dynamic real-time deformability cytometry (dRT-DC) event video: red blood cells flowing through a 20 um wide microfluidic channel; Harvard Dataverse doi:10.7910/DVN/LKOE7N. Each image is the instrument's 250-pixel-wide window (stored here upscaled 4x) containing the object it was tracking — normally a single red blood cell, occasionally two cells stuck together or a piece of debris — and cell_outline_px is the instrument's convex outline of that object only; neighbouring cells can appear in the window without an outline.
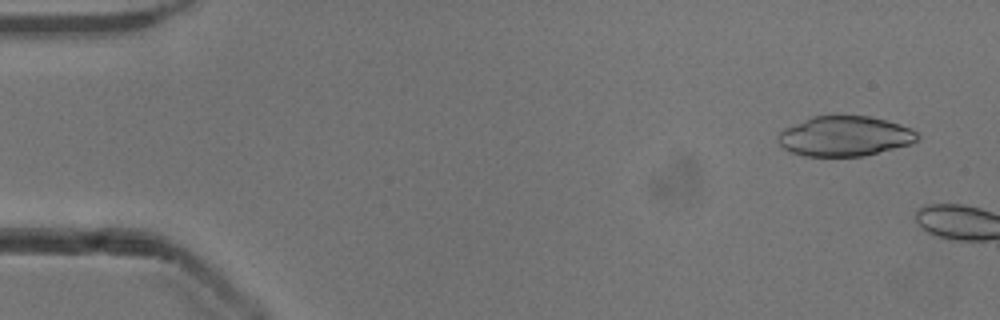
{"species": "common noctule bat (a hibernating species)", "species_latin": "Nyctalus noctula", "temperature_condition": "cold", "stored_images_in_passage": 6, "camera_frame_rate_fps": 3000, "um_per_image_px": 0.085, "animal": {"sex": "male", "body_mass_g": 13.3}, "frame": {"image": 1, "passage_image": 3, "time_ms": 0.667, "image_size_px": [1000, 320], "cell_outline_px": [[920, 136], [912, 144], [864, 156], [804, 156], [792, 152], [784, 148], [780, 144], [780, 132], [784, 128], [812, 116], [868, 116], [900, 124], [912, 128]], "centroid_in_image_um": [71.84, 11.58], "position_along_channel_um": 13.2, "area_um2": 32.31}}